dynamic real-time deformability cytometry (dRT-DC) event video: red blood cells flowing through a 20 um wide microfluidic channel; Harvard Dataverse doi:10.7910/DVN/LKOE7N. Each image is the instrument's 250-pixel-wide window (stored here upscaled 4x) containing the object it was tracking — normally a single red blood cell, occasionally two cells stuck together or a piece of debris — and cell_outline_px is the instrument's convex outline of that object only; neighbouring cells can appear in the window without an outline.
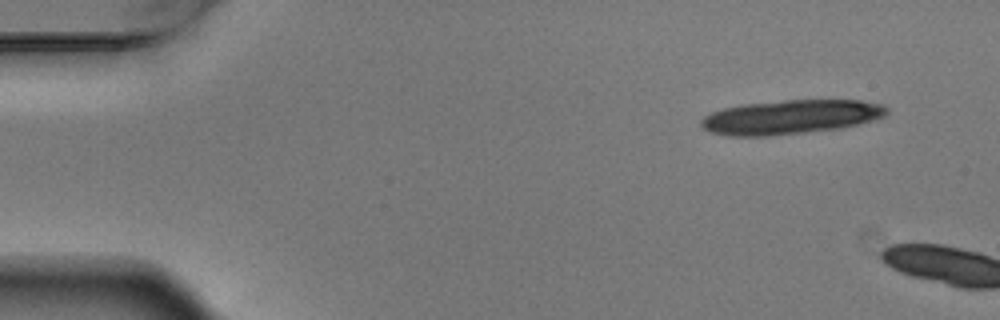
{"species": "Egyptian fruit bat (a non-hibernating species)", "species_latin": "Rousettus aegyptiacus", "temperature_condition": "warm", "stored_images_in_passage": 4, "segment_of_instrument_passage": [2, 2], "camera_frame_rate_fps": 3000, "um_per_image_px": 0.085, "animal": {"sex": "male"}, "frame": {"image": 1, "passage_image": 4, "time_ms": 1.0, "image_size_px": [1000, 320], "cell_outline_px": [[888, 112], [884, 116], [872, 120], [840, 128], [764, 136], [732, 136], [712, 132], [704, 128], [700, 124], [700, 120], [704, 116], [712, 112], [724, 108], [744, 104], [784, 100], [860, 100], [884, 104], [888, 108]], "centroid_in_image_um": [67.21, 9.93], "position_along_channel_um": 17.8, "area_um2": 36.65}}